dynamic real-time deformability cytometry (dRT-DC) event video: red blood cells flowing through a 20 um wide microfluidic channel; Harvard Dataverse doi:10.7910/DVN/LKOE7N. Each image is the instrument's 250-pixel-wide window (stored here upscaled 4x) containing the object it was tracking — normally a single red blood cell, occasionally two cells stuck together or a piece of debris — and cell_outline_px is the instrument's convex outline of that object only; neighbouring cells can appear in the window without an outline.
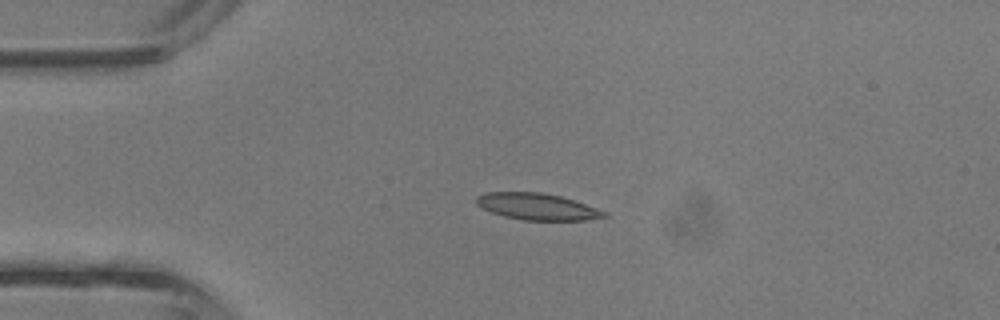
{"species": "common noctule bat (a hibernating species)", "species_latin": "Nyctalus noctula", "temperature_condition": "room temperature", "stored_images_in_passage": 2, "camera_frame_rate_fps": 3000, "um_per_image_px": 0.085, "animal": {"sex": "male", "body_mass_g": 13.3}, "frame": {"image": 1, "passage_image": 1, "time_ms": 0.0, "image_size_px": [1000, 320], "cell_outline_px": [[608, 216], [588, 220], [524, 220], [504, 216], [492, 212], [476, 204], [476, 196], [484, 192], [540, 192], [560, 196], [596, 208], [604, 212]], "centroid_in_image_um": [45.62, 17.55], "position_along_channel_um": 39.4, "area_um2": 19.54}}
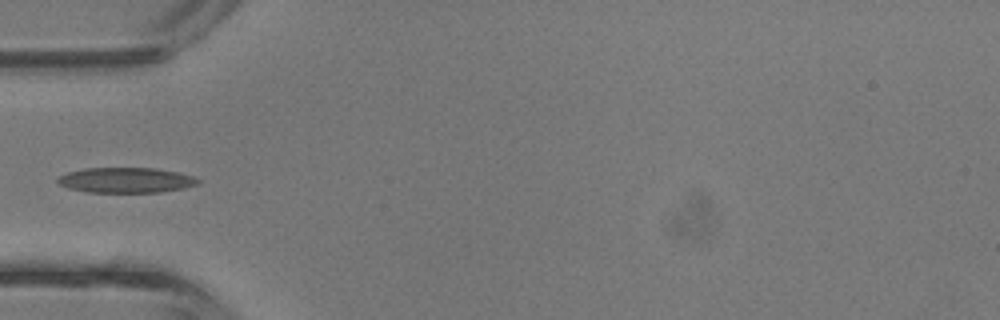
{"frame": {"image": 2, "passage_image": 2, "time_ms": 0.333, "image_size_px": [1000, 320], "cell_outline_px": [[200, 180], [196, 184], [184, 188], [160, 192], [88, 192], [68, 188], [60, 184], [56, 180], [60, 176], [68, 172], [84, 168], [156, 168], [176, 172], [192, 176]], "centroid_in_image_um": [10.68, 15.31], "position_along_channel_um": 74.3, "area_um2": 20.46}}